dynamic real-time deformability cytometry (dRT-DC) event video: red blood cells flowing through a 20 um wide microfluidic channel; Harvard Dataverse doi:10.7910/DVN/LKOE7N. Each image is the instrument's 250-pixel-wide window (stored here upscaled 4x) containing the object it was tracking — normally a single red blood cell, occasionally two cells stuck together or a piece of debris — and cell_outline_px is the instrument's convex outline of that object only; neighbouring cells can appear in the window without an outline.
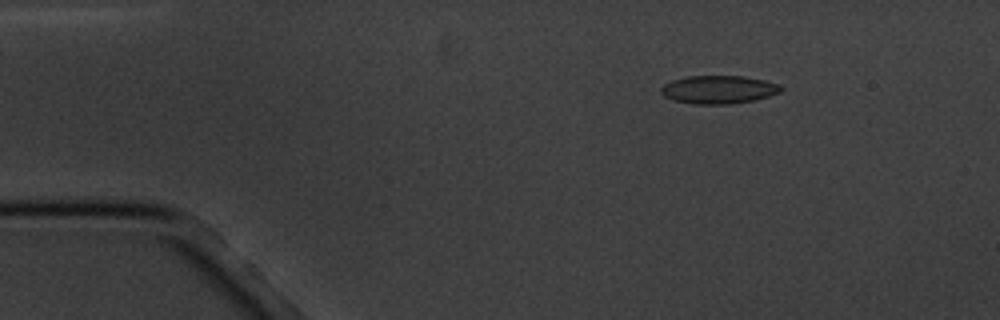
{"species": "common noctule bat (a hibernating species)", "species_latin": "Nyctalus noctula", "temperature_condition": "cold", "stored_images_in_passage": 7, "camera_frame_rate_fps": 3000, "um_per_image_px": 0.085, "animal": {"sex": "male", "body_mass_g": 20.1, "forearm_length_mm": 53.5}, "frame": {"image": 1, "passage_image": 3, "time_ms": 2.333, "image_size_px": [1000, 320], "cell_outline_px": [[784, 88], [780, 92], [768, 96], [752, 100], [728, 104], [692, 104], [672, 100], [664, 96], [660, 92], [660, 88], [664, 84], [672, 80], [688, 76], [744, 76], [764, 80], [780, 84]], "centroid_in_image_um": [61.06, 7.61], "position_along_channel_um": 23.9, "area_um2": 19.71}}
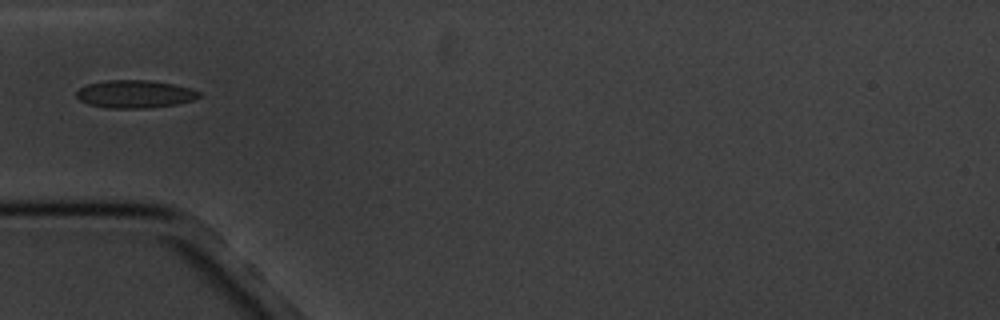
{"frame": {"image": 2, "passage_image": 6, "time_ms": 5.667, "image_size_px": [1000, 320], "cell_outline_px": [[200, 96], [192, 100], [176, 104], [148, 108], [108, 108], [88, 104], [80, 100], [76, 96], [76, 92], [80, 88], [88, 84], [108, 80], [148, 80], [176, 84], [200, 92]], "centroid_in_image_um": [11.45, 7.99], "position_along_channel_um": 73.5, "area_um2": 19.77}}
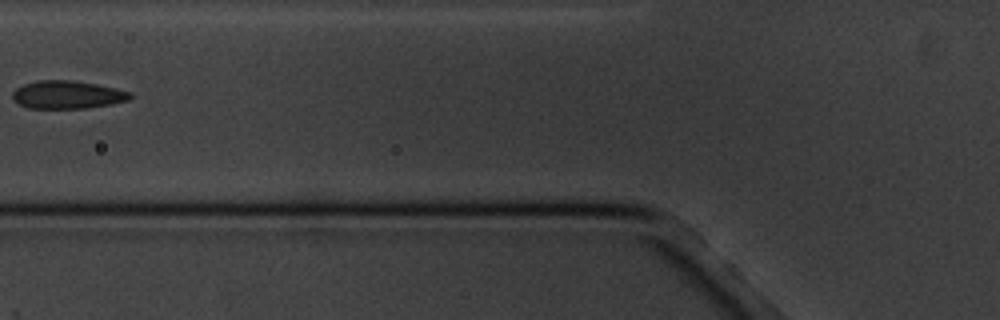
{"frame": {"image": 3, "passage_image": 7, "time_ms": 7.0, "image_size_px": [1000, 320], "cell_outline_px": [[132, 96], [128, 100], [108, 104], [84, 108], [28, 108], [12, 100], [12, 92], [16, 88], [24, 84], [36, 80], [72, 80], [96, 84], [116, 88], [132, 92]], "centroid_in_image_um": [5.69, 8.04], "position_along_channel_um": 120.1, "area_um2": 19.13}}